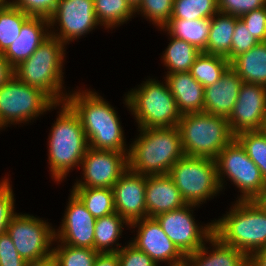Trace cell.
<instances>
[{
	"mask_svg": "<svg viewBox=\"0 0 266 266\" xmlns=\"http://www.w3.org/2000/svg\"><path fill=\"white\" fill-rule=\"evenodd\" d=\"M81 92L79 90V92L69 93L66 103L78 115L88 147L97 150L128 152L116 110L96 92H86V90Z\"/></svg>",
	"mask_w": 266,
	"mask_h": 266,
	"instance_id": "cell-1",
	"label": "cell"
},
{
	"mask_svg": "<svg viewBox=\"0 0 266 266\" xmlns=\"http://www.w3.org/2000/svg\"><path fill=\"white\" fill-rule=\"evenodd\" d=\"M130 145L128 169L143 175H165L184 156L179 128H140Z\"/></svg>",
	"mask_w": 266,
	"mask_h": 266,
	"instance_id": "cell-2",
	"label": "cell"
},
{
	"mask_svg": "<svg viewBox=\"0 0 266 266\" xmlns=\"http://www.w3.org/2000/svg\"><path fill=\"white\" fill-rule=\"evenodd\" d=\"M213 223V235L247 257L266 247V212L255 200H237L224 217Z\"/></svg>",
	"mask_w": 266,
	"mask_h": 266,
	"instance_id": "cell-3",
	"label": "cell"
},
{
	"mask_svg": "<svg viewBox=\"0 0 266 266\" xmlns=\"http://www.w3.org/2000/svg\"><path fill=\"white\" fill-rule=\"evenodd\" d=\"M54 122L49 136L48 160L55 181H62L75 166H80L88 147L78 115L66 103Z\"/></svg>",
	"mask_w": 266,
	"mask_h": 266,
	"instance_id": "cell-4",
	"label": "cell"
},
{
	"mask_svg": "<svg viewBox=\"0 0 266 266\" xmlns=\"http://www.w3.org/2000/svg\"><path fill=\"white\" fill-rule=\"evenodd\" d=\"M64 48L59 39L50 35L28 59L14 68V76L45 92L56 104L66 102L67 93L64 95L61 90Z\"/></svg>",
	"mask_w": 266,
	"mask_h": 266,
	"instance_id": "cell-5",
	"label": "cell"
},
{
	"mask_svg": "<svg viewBox=\"0 0 266 266\" xmlns=\"http://www.w3.org/2000/svg\"><path fill=\"white\" fill-rule=\"evenodd\" d=\"M177 127L184 156L216 159L235 139L227 118L205 112L181 115Z\"/></svg>",
	"mask_w": 266,
	"mask_h": 266,
	"instance_id": "cell-6",
	"label": "cell"
},
{
	"mask_svg": "<svg viewBox=\"0 0 266 266\" xmlns=\"http://www.w3.org/2000/svg\"><path fill=\"white\" fill-rule=\"evenodd\" d=\"M125 104L136 117L138 128L176 127L181 118L167 82L164 85L155 79L145 81L128 92Z\"/></svg>",
	"mask_w": 266,
	"mask_h": 266,
	"instance_id": "cell-7",
	"label": "cell"
},
{
	"mask_svg": "<svg viewBox=\"0 0 266 266\" xmlns=\"http://www.w3.org/2000/svg\"><path fill=\"white\" fill-rule=\"evenodd\" d=\"M168 175L186 204L199 205L221 190L215 159L183 156L171 167Z\"/></svg>",
	"mask_w": 266,
	"mask_h": 266,
	"instance_id": "cell-8",
	"label": "cell"
},
{
	"mask_svg": "<svg viewBox=\"0 0 266 266\" xmlns=\"http://www.w3.org/2000/svg\"><path fill=\"white\" fill-rule=\"evenodd\" d=\"M59 105L45 92L14 76L0 87V129L8 124L35 119L39 114Z\"/></svg>",
	"mask_w": 266,
	"mask_h": 266,
	"instance_id": "cell-9",
	"label": "cell"
},
{
	"mask_svg": "<svg viewBox=\"0 0 266 266\" xmlns=\"http://www.w3.org/2000/svg\"><path fill=\"white\" fill-rule=\"evenodd\" d=\"M215 160L221 191L224 187L223 175L224 178L226 175L241 191L238 200H256L266 190V181L259 168L236 139L226 145Z\"/></svg>",
	"mask_w": 266,
	"mask_h": 266,
	"instance_id": "cell-10",
	"label": "cell"
},
{
	"mask_svg": "<svg viewBox=\"0 0 266 266\" xmlns=\"http://www.w3.org/2000/svg\"><path fill=\"white\" fill-rule=\"evenodd\" d=\"M18 254L26 261L36 260L52 253L55 229L29 214H15L7 227Z\"/></svg>",
	"mask_w": 266,
	"mask_h": 266,
	"instance_id": "cell-11",
	"label": "cell"
},
{
	"mask_svg": "<svg viewBox=\"0 0 266 266\" xmlns=\"http://www.w3.org/2000/svg\"><path fill=\"white\" fill-rule=\"evenodd\" d=\"M196 206L198 205L186 204L154 217L167 237L185 256L196 252L213 235V223L201 228L194 221L191 214L193 210L190 209Z\"/></svg>",
	"mask_w": 266,
	"mask_h": 266,
	"instance_id": "cell-12",
	"label": "cell"
},
{
	"mask_svg": "<svg viewBox=\"0 0 266 266\" xmlns=\"http://www.w3.org/2000/svg\"><path fill=\"white\" fill-rule=\"evenodd\" d=\"M128 152L88 148L81 166L84 181L73 188H112L128 169Z\"/></svg>",
	"mask_w": 266,
	"mask_h": 266,
	"instance_id": "cell-13",
	"label": "cell"
},
{
	"mask_svg": "<svg viewBox=\"0 0 266 266\" xmlns=\"http://www.w3.org/2000/svg\"><path fill=\"white\" fill-rule=\"evenodd\" d=\"M56 23L60 31L57 34L52 31L50 35L64 45L92 31L96 25H100L94 11V0H60L49 18L50 26Z\"/></svg>",
	"mask_w": 266,
	"mask_h": 266,
	"instance_id": "cell-14",
	"label": "cell"
},
{
	"mask_svg": "<svg viewBox=\"0 0 266 266\" xmlns=\"http://www.w3.org/2000/svg\"><path fill=\"white\" fill-rule=\"evenodd\" d=\"M227 120L235 136L245 131H261L266 122V86L243 82Z\"/></svg>",
	"mask_w": 266,
	"mask_h": 266,
	"instance_id": "cell-15",
	"label": "cell"
},
{
	"mask_svg": "<svg viewBox=\"0 0 266 266\" xmlns=\"http://www.w3.org/2000/svg\"><path fill=\"white\" fill-rule=\"evenodd\" d=\"M129 226H138L137 236L131 243L148 254L157 264L162 261L168 262L169 266L185 264L186 256L167 237L155 218L146 217L132 222Z\"/></svg>",
	"mask_w": 266,
	"mask_h": 266,
	"instance_id": "cell-16",
	"label": "cell"
},
{
	"mask_svg": "<svg viewBox=\"0 0 266 266\" xmlns=\"http://www.w3.org/2000/svg\"><path fill=\"white\" fill-rule=\"evenodd\" d=\"M70 196L61 229L55 231V241L59 239L66 245L94 249L96 219L72 191Z\"/></svg>",
	"mask_w": 266,
	"mask_h": 266,
	"instance_id": "cell-17",
	"label": "cell"
},
{
	"mask_svg": "<svg viewBox=\"0 0 266 266\" xmlns=\"http://www.w3.org/2000/svg\"><path fill=\"white\" fill-rule=\"evenodd\" d=\"M146 175L127 169L112 187L115 211L129 224L147 217Z\"/></svg>",
	"mask_w": 266,
	"mask_h": 266,
	"instance_id": "cell-18",
	"label": "cell"
},
{
	"mask_svg": "<svg viewBox=\"0 0 266 266\" xmlns=\"http://www.w3.org/2000/svg\"><path fill=\"white\" fill-rule=\"evenodd\" d=\"M242 84V79L229 67L217 82L204 88V112L228 118Z\"/></svg>",
	"mask_w": 266,
	"mask_h": 266,
	"instance_id": "cell-19",
	"label": "cell"
},
{
	"mask_svg": "<svg viewBox=\"0 0 266 266\" xmlns=\"http://www.w3.org/2000/svg\"><path fill=\"white\" fill-rule=\"evenodd\" d=\"M145 194L147 217L154 218L186 205L168 174L146 176Z\"/></svg>",
	"mask_w": 266,
	"mask_h": 266,
	"instance_id": "cell-20",
	"label": "cell"
},
{
	"mask_svg": "<svg viewBox=\"0 0 266 266\" xmlns=\"http://www.w3.org/2000/svg\"><path fill=\"white\" fill-rule=\"evenodd\" d=\"M45 27V28H44ZM49 19L30 17L21 27L20 35L3 53L13 68L28 59L50 36Z\"/></svg>",
	"mask_w": 266,
	"mask_h": 266,
	"instance_id": "cell-21",
	"label": "cell"
},
{
	"mask_svg": "<svg viewBox=\"0 0 266 266\" xmlns=\"http://www.w3.org/2000/svg\"><path fill=\"white\" fill-rule=\"evenodd\" d=\"M165 80L181 115L204 112V87L189 71L167 74Z\"/></svg>",
	"mask_w": 266,
	"mask_h": 266,
	"instance_id": "cell-22",
	"label": "cell"
},
{
	"mask_svg": "<svg viewBox=\"0 0 266 266\" xmlns=\"http://www.w3.org/2000/svg\"><path fill=\"white\" fill-rule=\"evenodd\" d=\"M207 242L213 250L209 252L204 243L196 252L186 255V266H248V257L241 250L222 243L214 235Z\"/></svg>",
	"mask_w": 266,
	"mask_h": 266,
	"instance_id": "cell-23",
	"label": "cell"
},
{
	"mask_svg": "<svg viewBox=\"0 0 266 266\" xmlns=\"http://www.w3.org/2000/svg\"><path fill=\"white\" fill-rule=\"evenodd\" d=\"M230 67L244 83L266 86V42H259L249 51L235 57Z\"/></svg>",
	"mask_w": 266,
	"mask_h": 266,
	"instance_id": "cell-24",
	"label": "cell"
},
{
	"mask_svg": "<svg viewBox=\"0 0 266 266\" xmlns=\"http://www.w3.org/2000/svg\"><path fill=\"white\" fill-rule=\"evenodd\" d=\"M238 18L221 12L216 13L211 18V28L205 53L225 57L231 62L232 38Z\"/></svg>",
	"mask_w": 266,
	"mask_h": 266,
	"instance_id": "cell-25",
	"label": "cell"
},
{
	"mask_svg": "<svg viewBox=\"0 0 266 266\" xmlns=\"http://www.w3.org/2000/svg\"><path fill=\"white\" fill-rule=\"evenodd\" d=\"M210 28L211 18H203L195 20L170 19L162 29L167 30L170 36L184 40L204 52L207 48Z\"/></svg>",
	"mask_w": 266,
	"mask_h": 266,
	"instance_id": "cell-26",
	"label": "cell"
},
{
	"mask_svg": "<svg viewBox=\"0 0 266 266\" xmlns=\"http://www.w3.org/2000/svg\"><path fill=\"white\" fill-rule=\"evenodd\" d=\"M122 223L130 225L117 212L97 218L94 230V250L99 253L118 252L121 249L119 247L121 245L116 241L119 240L123 232L124 227ZM113 244H117V248L112 247Z\"/></svg>",
	"mask_w": 266,
	"mask_h": 266,
	"instance_id": "cell-27",
	"label": "cell"
},
{
	"mask_svg": "<svg viewBox=\"0 0 266 266\" xmlns=\"http://www.w3.org/2000/svg\"><path fill=\"white\" fill-rule=\"evenodd\" d=\"M229 67L230 61L227 58L201 52L189 72L205 88L217 82Z\"/></svg>",
	"mask_w": 266,
	"mask_h": 266,
	"instance_id": "cell-28",
	"label": "cell"
},
{
	"mask_svg": "<svg viewBox=\"0 0 266 266\" xmlns=\"http://www.w3.org/2000/svg\"><path fill=\"white\" fill-rule=\"evenodd\" d=\"M170 37L172 39L162 56L165 66L170 70L167 74L190 71L201 51L184 40Z\"/></svg>",
	"mask_w": 266,
	"mask_h": 266,
	"instance_id": "cell-29",
	"label": "cell"
},
{
	"mask_svg": "<svg viewBox=\"0 0 266 266\" xmlns=\"http://www.w3.org/2000/svg\"><path fill=\"white\" fill-rule=\"evenodd\" d=\"M28 14L12 6L8 1L0 4V53L3 54L20 35Z\"/></svg>",
	"mask_w": 266,
	"mask_h": 266,
	"instance_id": "cell-30",
	"label": "cell"
},
{
	"mask_svg": "<svg viewBox=\"0 0 266 266\" xmlns=\"http://www.w3.org/2000/svg\"><path fill=\"white\" fill-rule=\"evenodd\" d=\"M72 192L95 219L116 212L112 188H73Z\"/></svg>",
	"mask_w": 266,
	"mask_h": 266,
	"instance_id": "cell-31",
	"label": "cell"
},
{
	"mask_svg": "<svg viewBox=\"0 0 266 266\" xmlns=\"http://www.w3.org/2000/svg\"><path fill=\"white\" fill-rule=\"evenodd\" d=\"M94 11L98 23L105 28L123 24L136 13L127 0H94Z\"/></svg>",
	"mask_w": 266,
	"mask_h": 266,
	"instance_id": "cell-32",
	"label": "cell"
},
{
	"mask_svg": "<svg viewBox=\"0 0 266 266\" xmlns=\"http://www.w3.org/2000/svg\"><path fill=\"white\" fill-rule=\"evenodd\" d=\"M218 12L217 0H174L171 19L212 18Z\"/></svg>",
	"mask_w": 266,
	"mask_h": 266,
	"instance_id": "cell-33",
	"label": "cell"
},
{
	"mask_svg": "<svg viewBox=\"0 0 266 266\" xmlns=\"http://www.w3.org/2000/svg\"><path fill=\"white\" fill-rule=\"evenodd\" d=\"M235 139L245 149L248 157L259 168L266 181V134L261 131H245L238 133Z\"/></svg>",
	"mask_w": 266,
	"mask_h": 266,
	"instance_id": "cell-34",
	"label": "cell"
},
{
	"mask_svg": "<svg viewBox=\"0 0 266 266\" xmlns=\"http://www.w3.org/2000/svg\"><path fill=\"white\" fill-rule=\"evenodd\" d=\"M98 251L61 243L52 248L56 266H93Z\"/></svg>",
	"mask_w": 266,
	"mask_h": 266,
	"instance_id": "cell-35",
	"label": "cell"
},
{
	"mask_svg": "<svg viewBox=\"0 0 266 266\" xmlns=\"http://www.w3.org/2000/svg\"><path fill=\"white\" fill-rule=\"evenodd\" d=\"M174 0H142L135 12H141L161 29L171 19Z\"/></svg>",
	"mask_w": 266,
	"mask_h": 266,
	"instance_id": "cell-36",
	"label": "cell"
},
{
	"mask_svg": "<svg viewBox=\"0 0 266 266\" xmlns=\"http://www.w3.org/2000/svg\"><path fill=\"white\" fill-rule=\"evenodd\" d=\"M59 2L60 0H13L9 3L29 16L49 19Z\"/></svg>",
	"mask_w": 266,
	"mask_h": 266,
	"instance_id": "cell-37",
	"label": "cell"
},
{
	"mask_svg": "<svg viewBox=\"0 0 266 266\" xmlns=\"http://www.w3.org/2000/svg\"><path fill=\"white\" fill-rule=\"evenodd\" d=\"M259 43L252 33L246 28L241 18H238L234 28L232 45H231V61L238 55L249 51Z\"/></svg>",
	"mask_w": 266,
	"mask_h": 266,
	"instance_id": "cell-38",
	"label": "cell"
},
{
	"mask_svg": "<svg viewBox=\"0 0 266 266\" xmlns=\"http://www.w3.org/2000/svg\"><path fill=\"white\" fill-rule=\"evenodd\" d=\"M8 178L0 182V234L7 232V227L14 213V194Z\"/></svg>",
	"mask_w": 266,
	"mask_h": 266,
	"instance_id": "cell-39",
	"label": "cell"
},
{
	"mask_svg": "<svg viewBox=\"0 0 266 266\" xmlns=\"http://www.w3.org/2000/svg\"><path fill=\"white\" fill-rule=\"evenodd\" d=\"M221 13L241 17L242 15L266 6V0H217Z\"/></svg>",
	"mask_w": 266,
	"mask_h": 266,
	"instance_id": "cell-40",
	"label": "cell"
},
{
	"mask_svg": "<svg viewBox=\"0 0 266 266\" xmlns=\"http://www.w3.org/2000/svg\"><path fill=\"white\" fill-rule=\"evenodd\" d=\"M240 18L256 40L266 42V6L250 11Z\"/></svg>",
	"mask_w": 266,
	"mask_h": 266,
	"instance_id": "cell-41",
	"label": "cell"
},
{
	"mask_svg": "<svg viewBox=\"0 0 266 266\" xmlns=\"http://www.w3.org/2000/svg\"><path fill=\"white\" fill-rule=\"evenodd\" d=\"M120 266H158L151 257L131 242L118 251Z\"/></svg>",
	"mask_w": 266,
	"mask_h": 266,
	"instance_id": "cell-42",
	"label": "cell"
},
{
	"mask_svg": "<svg viewBox=\"0 0 266 266\" xmlns=\"http://www.w3.org/2000/svg\"><path fill=\"white\" fill-rule=\"evenodd\" d=\"M26 260L16 250L10 235L0 234V266H25Z\"/></svg>",
	"mask_w": 266,
	"mask_h": 266,
	"instance_id": "cell-43",
	"label": "cell"
},
{
	"mask_svg": "<svg viewBox=\"0 0 266 266\" xmlns=\"http://www.w3.org/2000/svg\"><path fill=\"white\" fill-rule=\"evenodd\" d=\"M93 266H120L118 252L98 253Z\"/></svg>",
	"mask_w": 266,
	"mask_h": 266,
	"instance_id": "cell-44",
	"label": "cell"
},
{
	"mask_svg": "<svg viewBox=\"0 0 266 266\" xmlns=\"http://www.w3.org/2000/svg\"><path fill=\"white\" fill-rule=\"evenodd\" d=\"M14 77V68L8 60L0 53V87Z\"/></svg>",
	"mask_w": 266,
	"mask_h": 266,
	"instance_id": "cell-45",
	"label": "cell"
},
{
	"mask_svg": "<svg viewBox=\"0 0 266 266\" xmlns=\"http://www.w3.org/2000/svg\"><path fill=\"white\" fill-rule=\"evenodd\" d=\"M248 266H266V247L248 257Z\"/></svg>",
	"mask_w": 266,
	"mask_h": 266,
	"instance_id": "cell-46",
	"label": "cell"
},
{
	"mask_svg": "<svg viewBox=\"0 0 266 266\" xmlns=\"http://www.w3.org/2000/svg\"><path fill=\"white\" fill-rule=\"evenodd\" d=\"M25 266H56L53 254H49L46 257L26 261Z\"/></svg>",
	"mask_w": 266,
	"mask_h": 266,
	"instance_id": "cell-47",
	"label": "cell"
},
{
	"mask_svg": "<svg viewBox=\"0 0 266 266\" xmlns=\"http://www.w3.org/2000/svg\"><path fill=\"white\" fill-rule=\"evenodd\" d=\"M255 201L266 212V190Z\"/></svg>",
	"mask_w": 266,
	"mask_h": 266,
	"instance_id": "cell-48",
	"label": "cell"
},
{
	"mask_svg": "<svg viewBox=\"0 0 266 266\" xmlns=\"http://www.w3.org/2000/svg\"><path fill=\"white\" fill-rule=\"evenodd\" d=\"M127 1L131 4V6L134 9H136L142 0H127Z\"/></svg>",
	"mask_w": 266,
	"mask_h": 266,
	"instance_id": "cell-49",
	"label": "cell"
},
{
	"mask_svg": "<svg viewBox=\"0 0 266 266\" xmlns=\"http://www.w3.org/2000/svg\"><path fill=\"white\" fill-rule=\"evenodd\" d=\"M264 132H265V134H266V122H265V125L263 126V129H262Z\"/></svg>",
	"mask_w": 266,
	"mask_h": 266,
	"instance_id": "cell-50",
	"label": "cell"
},
{
	"mask_svg": "<svg viewBox=\"0 0 266 266\" xmlns=\"http://www.w3.org/2000/svg\"><path fill=\"white\" fill-rule=\"evenodd\" d=\"M7 0H0V4H3L4 2H6Z\"/></svg>",
	"mask_w": 266,
	"mask_h": 266,
	"instance_id": "cell-51",
	"label": "cell"
}]
</instances>
